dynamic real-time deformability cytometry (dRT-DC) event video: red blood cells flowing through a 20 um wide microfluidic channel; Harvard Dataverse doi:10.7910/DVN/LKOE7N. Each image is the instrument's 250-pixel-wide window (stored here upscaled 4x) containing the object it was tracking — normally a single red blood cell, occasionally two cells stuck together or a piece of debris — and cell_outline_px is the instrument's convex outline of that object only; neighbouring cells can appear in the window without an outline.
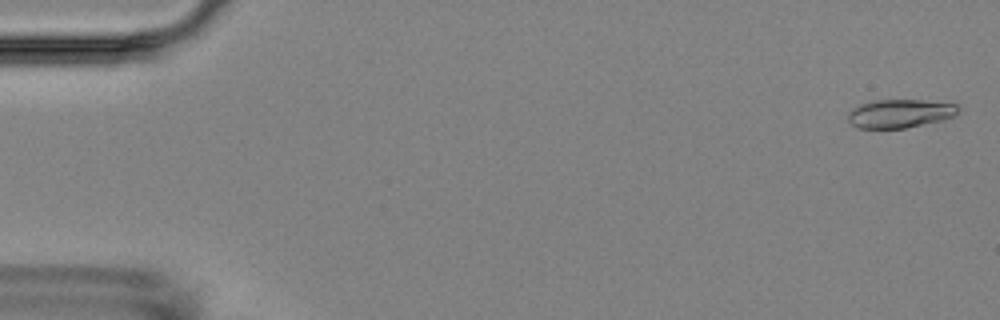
{"species": "Egyptian fruit bat (a non-hibernating species)", "species_latin": "Rousettus aegyptiacus", "temperature_condition": "room temperature", "stored_images_in_passage": 6, "camera_frame_rate_fps": 3000, "um_per_image_px": 0.085, "animal": {"sex": "female"}, "frame": {"image": 1, "passage_image": 1, "time_ms": 0.0, "image_size_px": [1000, 320], "cell_outline_px": [[960, 108], [956, 116], [940, 120], [904, 128], [856, 128], [848, 120], [848, 112], [852, 108], [860, 104], [876, 100], [924, 100], [956, 104]], "centroid_in_image_um": [76.48, 9.64], "position_along_channel_um": 8.5, "area_um2": 18.26}}